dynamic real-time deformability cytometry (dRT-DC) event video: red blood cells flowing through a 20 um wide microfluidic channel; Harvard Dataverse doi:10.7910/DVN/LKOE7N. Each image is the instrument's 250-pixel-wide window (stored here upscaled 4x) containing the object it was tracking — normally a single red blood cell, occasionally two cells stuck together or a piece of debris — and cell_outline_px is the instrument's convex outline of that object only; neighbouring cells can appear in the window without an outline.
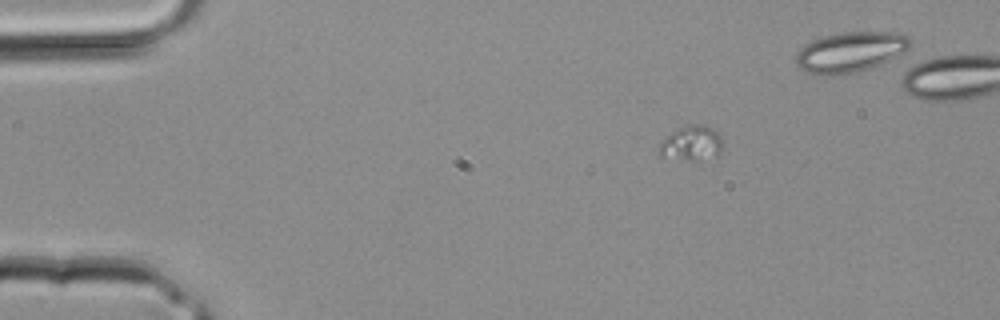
{"species": "common noctule bat (a hibernating species)", "species_latin": "Nyctalus noctula", "temperature_condition": "room temperature", "stored_images_in_passage": 3, "camera_frame_rate_fps": 3000, "um_per_image_px": 0.085, "animal": {"sex": "male", "body_mass_g": 20.4}, "frame": {"image": 1, "passage_image": 3, "time_ms": 0.667, "image_size_px": [1000, 320], "cell_outline_px": [[724, 140], [720, 152], [700, 160], [688, 160], [660, 156], [656, 148], [672, 132], [680, 128], [692, 124], [704, 124], [712, 128]], "centroid_in_image_um": [58.77, 12.17], "position_along_channel_um": 26.2, "area_um2": 12.72}}